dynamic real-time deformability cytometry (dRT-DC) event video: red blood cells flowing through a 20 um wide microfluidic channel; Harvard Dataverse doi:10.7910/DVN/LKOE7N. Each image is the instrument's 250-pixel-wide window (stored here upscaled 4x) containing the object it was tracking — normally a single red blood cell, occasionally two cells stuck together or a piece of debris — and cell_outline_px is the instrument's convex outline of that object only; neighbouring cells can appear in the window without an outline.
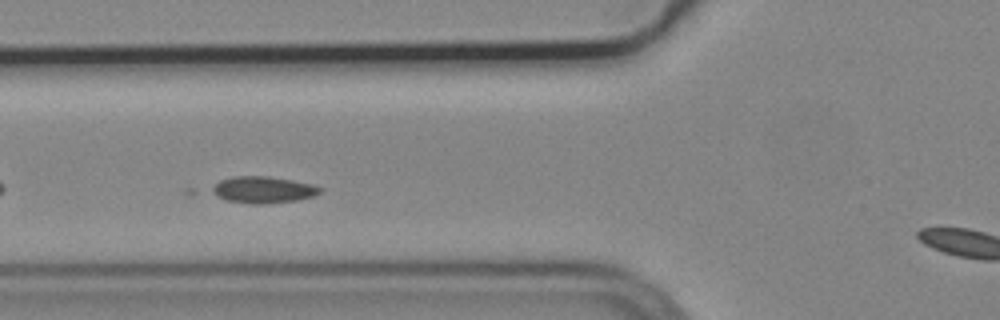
{"species": "common noctule bat (a hibernating species)", "species_latin": "Nyctalus noctula", "temperature_condition": "cold", "stored_images_in_passage": 45, "camera_frame_rate_fps": 3000, "um_per_image_px": 0.085, "animal": {"sex": "male", "body_mass_g": 19.2, "forearm_length_mm": 51.8}, "frame": {"image": 1, "passage_image": 9, "time_ms": 2.667, "image_size_px": [1000, 320], "cell_outline_px": [[320, 192], [312, 196], [296, 200], [260, 204], [252, 204], [228, 200], [216, 196], [208, 192], [208, 188], [220, 180], [232, 176], [268, 176], [292, 180], [312, 184], [320, 188]], "centroid_in_image_um": [22.26, 16.12], "position_along_channel_um": 103.5, "area_um2": 16.76}}
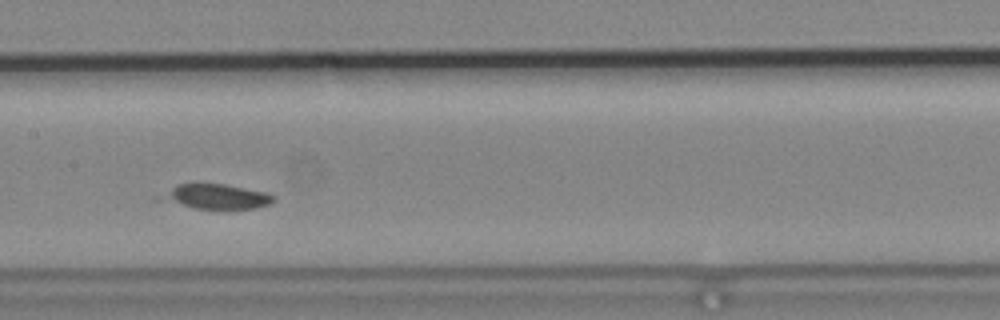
{"frame": {"image": 2, "passage_image": 16, "time_ms": 5.0, "image_size_px": [1000, 320], "cell_outline_px": [[276, 200], [272, 204], [256, 208], [192, 208], [156, 200], [152, 196], [180, 184], [224, 184], [264, 192], [276, 196]], "centroid_in_image_um": [18.27, 16.72], "position_along_channel_um": 189.1, "area_um2": 16.53}}
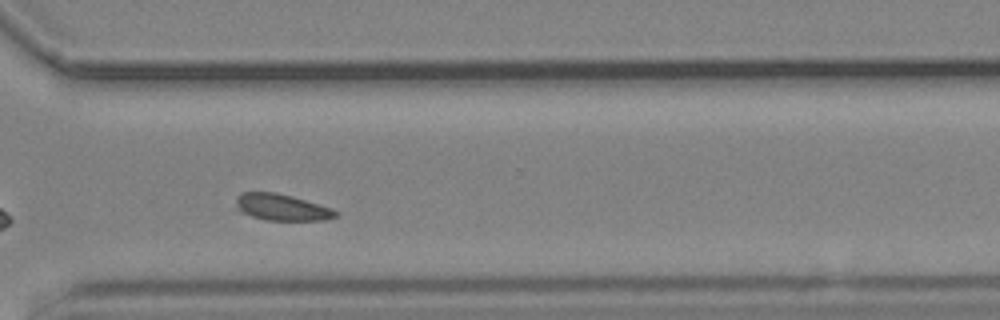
{"frame": {"image": 3, "passage_image": 29, "time_ms": 9.333, "image_size_px": [1000, 320], "cell_outline_px": [[340, 216], [328, 220], [264, 220], [240, 212], [236, 204], [236, 196], [240, 192], [276, 192], [292, 196], [332, 208], [340, 212]], "centroid_in_image_um": [23.98, 17.62], "position_along_channel_um": 346.6, "area_um2": 15.61}}